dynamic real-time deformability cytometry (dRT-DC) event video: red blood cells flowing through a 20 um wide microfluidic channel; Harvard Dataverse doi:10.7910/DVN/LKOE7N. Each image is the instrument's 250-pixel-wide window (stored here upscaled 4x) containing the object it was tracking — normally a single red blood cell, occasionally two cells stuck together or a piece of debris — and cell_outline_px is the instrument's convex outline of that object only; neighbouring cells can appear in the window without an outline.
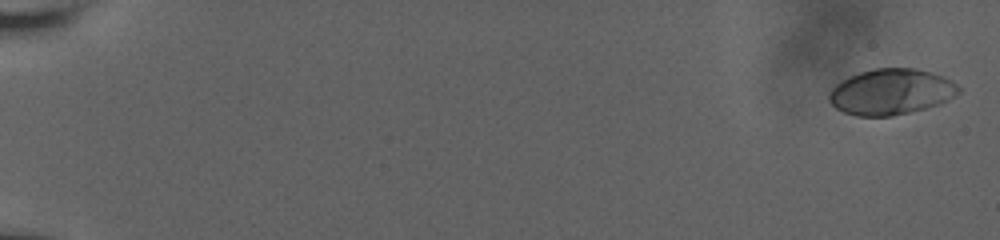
{"species": "human", "species_latin": "Homo sapiens", "temperature_condition": "room temperature", "stored_images_in_passage": 21, "camera_frame_rate_fps": 3000, "um_per_image_px": 0.085, "donor": {"sex": "male"}, "frame": {"image": 1, "passage_image": 1, "time_ms": 0.0, "image_size_px": [1000, 240], "cell_outline_px": [[960, 92], [940, 104], [892, 116], [856, 116], [844, 112], [836, 108], [828, 100], [828, 92], [836, 84], [848, 76], [872, 68], [916, 68], [932, 72], [944, 76], [952, 80], [960, 88]], "centroid_in_image_um": [75.73, 7.79], "position_along_channel_um": 9.3, "area_um2": 34.74}}
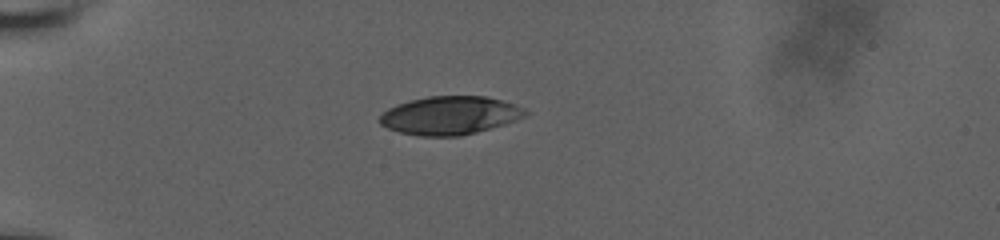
{"frame": {"image": 2, "passage_image": 15, "time_ms": 5.667, "image_size_px": [1000, 240], "cell_outline_px": [[528, 112], [524, 116], [504, 124], [476, 132], [460, 136], [420, 136], [400, 132], [388, 128], [380, 124], [380, 116], [388, 108], [396, 104], [408, 100], [428, 96], [488, 96], [516, 104], [524, 108]], "centroid_in_image_um": [38.23, 9.8], "position_along_channel_um": 46.8, "area_um2": 32.48}}
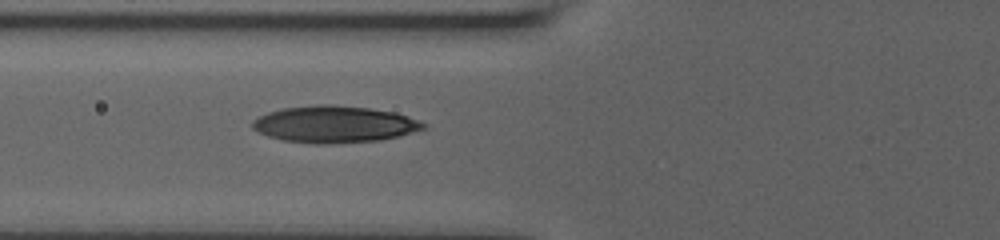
{"frame": {"image": 3, "passage_image": 21, "time_ms": 8.0, "image_size_px": [1000, 240], "cell_outline_px": [[428, 124], [424, 128], [400, 136], [380, 140], [332, 144], [312, 144], [284, 140], [268, 136], [252, 128], [252, 120], [268, 112], [284, 108], [316, 104], [332, 104], [368, 108], [392, 112], [408, 116], [420, 120]], "centroid_in_image_um": [28.43, 10.56], "position_along_channel_um": 97.4, "area_um2": 36.7}}